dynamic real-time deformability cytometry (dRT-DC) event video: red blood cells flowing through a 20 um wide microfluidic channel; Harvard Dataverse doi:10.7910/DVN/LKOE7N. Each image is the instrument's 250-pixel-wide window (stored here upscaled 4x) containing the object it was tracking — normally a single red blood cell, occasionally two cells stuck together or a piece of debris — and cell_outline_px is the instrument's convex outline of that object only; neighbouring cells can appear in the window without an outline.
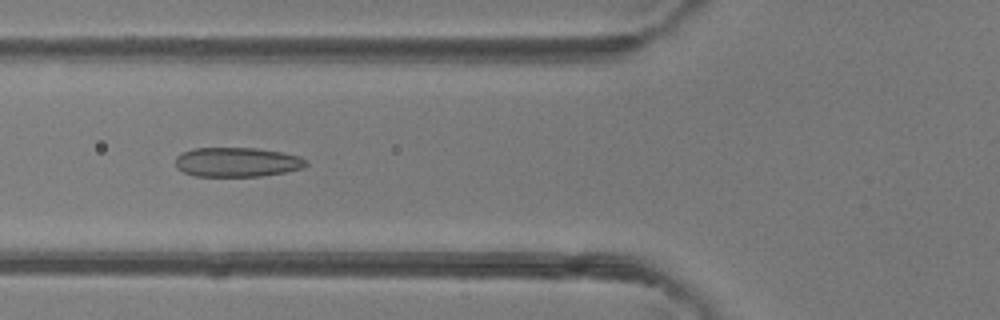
{"species": "common noctule bat (a hibernating species)", "species_latin": "Nyctalus noctula", "temperature_condition": "room temperature", "stored_images_in_passage": 34, "camera_frame_rate_fps": 3000, "um_per_image_px": 0.085, "animal": {"sex": "female"}, "frame": {"image": 1, "passage_image": 4, "time_ms": 1.0, "image_size_px": [1000, 320], "cell_outline_px": [[308, 164], [304, 168], [284, 172], [260, 176], [196, 176], [184, 172], [176, 168], [176, 156], [192, 148], [256, 148], [280, 152], [300, 156], [308, 160]], "centroid_in_image_um": [20.17, 13.78], "position_along_channel_um": 105.6, "area_um2": 22.43}}
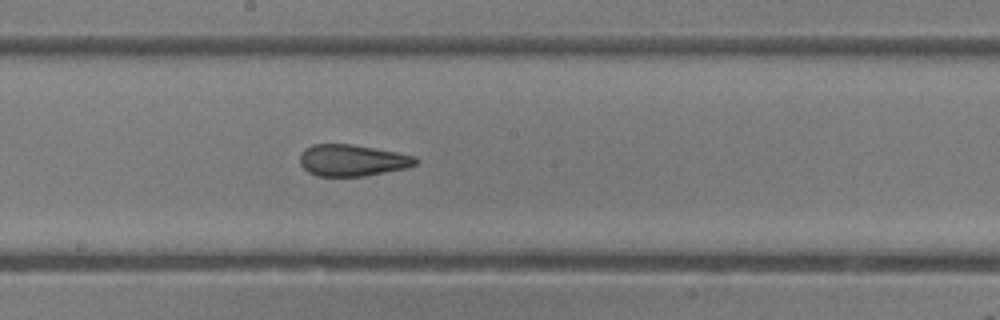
{"frame": {"image": 2, "passage_image": 12, "time_ms": 3.667, "image_size_px": [1000, 320], "cell_outline_px": [[420, 160], [416, 164], [408, 168], [364, 176], [316, 176], [308, 172], [300, 164], [300, 156], [304, 148], [312, 144], [352, 144], [396, 152], [416, 156]], "centroid_in_image_um": [29.96, 13.63], "position_along_channel_um": 218.2, "area_um2": 21.44}}
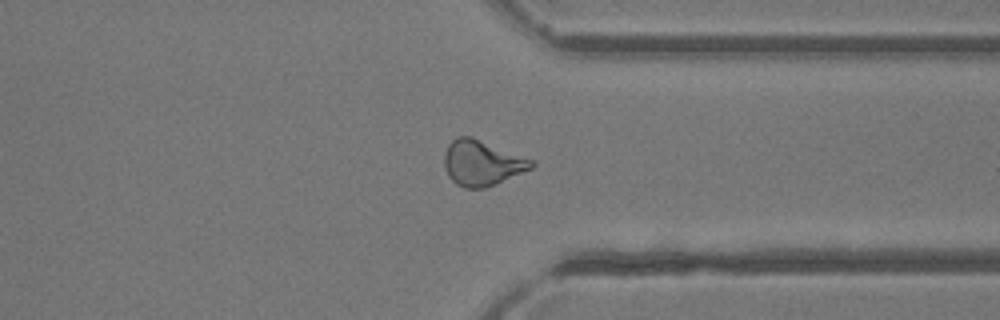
{"frame": {"image": 3, "passage_image": 23, "time_ms": 7.333, "image_size_px": [1000, 320], "cell_outline_px": [[536, 164], [532, 168], [484, 188], [464, 188], [456, 184], [448, 176], [444, 164], [444, 152], [448, 144], [456, 136], [472, 136], [536, 160]], "centroid_in_image_um": [40.97, 13.82], "position_along_channel_um": 370.4, "area_um2": 23.24}, "authors_computed_cell_mechanics": {"area_um2": 22.4264, "velocity_mm_per_s": 4.1998, "shape_relaxation_time_tau1_ms": null, "shape_relaxation_time_tau2_ms": 1.5034, "deformation_change_tau1": null, "deformation_change_tau2": 0.0932}}